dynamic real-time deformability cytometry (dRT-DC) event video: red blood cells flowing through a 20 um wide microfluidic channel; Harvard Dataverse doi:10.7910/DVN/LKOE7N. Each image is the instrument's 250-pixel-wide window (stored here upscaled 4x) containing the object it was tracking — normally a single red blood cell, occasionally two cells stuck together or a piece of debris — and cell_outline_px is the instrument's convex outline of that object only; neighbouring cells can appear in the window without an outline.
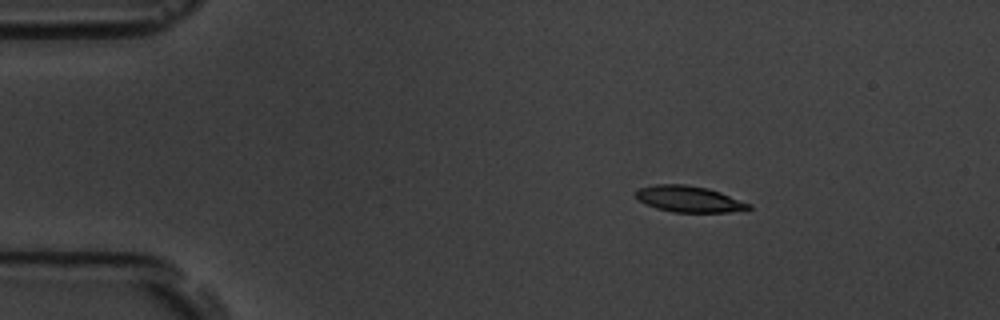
{"species": "common noctule bat (a hibernating species)", "species_latin": "Nyctalus noctula", "temperature_condition": "room temperature", "stored_images_in_passage": 6, "camera_frame_rate_fps": 3000, "um_per_image_px": 0.085, "animal": {"sex": "male", "body_mass_g": 19.5, "forearm_length_mm": 54.6}, "frame": {"image": 1, "passage_image": 1, "time_ms": 0.0, "image_size_px": [1000, 320], "cell_outline_px": [[752, 208], [728, 212], [672, 212], [656, 208], [636, 200], [636, 192], [640, 188], [652, 184], [684, 184], [708, 188], [720, 192], [752, 204]], "centroid_in_image_um": [58.55, 16.91], "position_along_channel_um": 26.5, "area_um2": 17.28}}
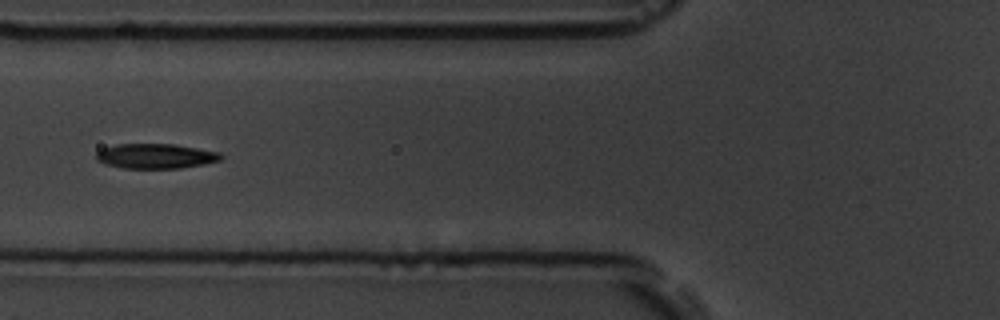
{"frame": {"image": 2, "passage_image": 5, "time_ms": 4.333, "image_size_px": [1000, 320], "cell_outline_px": [[224, 156], [220, 160], [204, 164], [180, 168], [124, 168], [104, 164], [96, 160], [96, 152], [104, 148], [116, 144], [176, 144], [220, 152]], "centroid_in_image_um": [13.24, 13.26], "position_along_channel_um": 112.6, "area_um2": 18.15}}
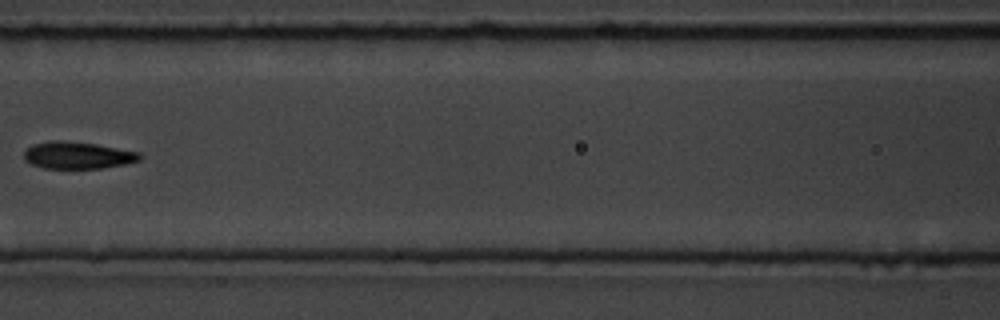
{"frame": {"image": 3, "passage_image": 6, "time_ms": 5.667, "image_size_px": [1000, 320], "cell_outline_px": [[140, 160], [124, 164], [100, 168], [44, 168], [32, 164], [24, 160], [24, 152], [32, 144], [56, 140], [96, 144], [140, 152]], "centroid_in_image_um": [6.58, 13.2], "position_along_channel_um": 160.0, "area_um2": 17.98}}